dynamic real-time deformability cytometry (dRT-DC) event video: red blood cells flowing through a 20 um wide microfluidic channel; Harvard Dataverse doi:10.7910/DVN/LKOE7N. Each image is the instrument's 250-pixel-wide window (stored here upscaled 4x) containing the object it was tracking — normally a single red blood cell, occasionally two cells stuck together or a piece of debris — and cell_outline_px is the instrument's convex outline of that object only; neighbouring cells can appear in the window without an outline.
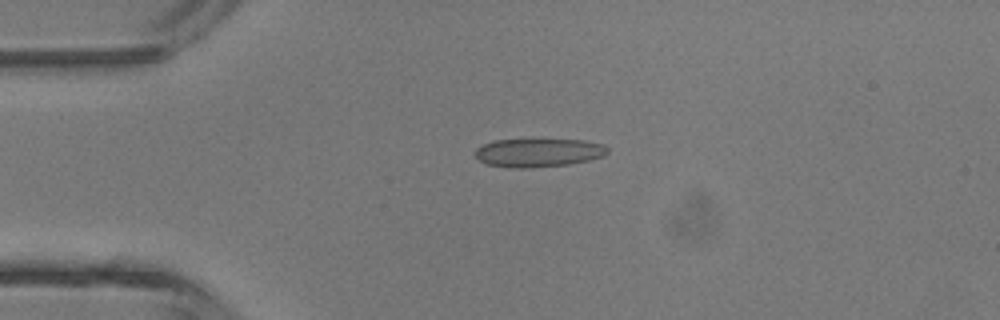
{"species": "common noctule bat (a hibernating species)", "species_latin": "Nyctalus noctula", "temperature_condition": "room temperature", "stored_images_in_passage": 4, "camera_frame_rate_fps": 3000, "um_per_image_px": 0.085, "animal": {"sex": "male", "body_mass_g": 13.3}, "frame": {"image": 1, "passage_image": 3, "time_ms": 3.0, "image_size_px": [1000, 320], "cell_outline_px": [[608, 152], [604, 156], [588, 160], [568, 164], [532, 168], [512, 168], [484, 164], [476, 156], [476, 148], [484, 144], [496, 140], [584, 140], [604, 144], [608, 148]], "centroid_in_image_um": [45.78, 12.98], "position_along_channel_um": 39.2, "area_um2": 21.91}}